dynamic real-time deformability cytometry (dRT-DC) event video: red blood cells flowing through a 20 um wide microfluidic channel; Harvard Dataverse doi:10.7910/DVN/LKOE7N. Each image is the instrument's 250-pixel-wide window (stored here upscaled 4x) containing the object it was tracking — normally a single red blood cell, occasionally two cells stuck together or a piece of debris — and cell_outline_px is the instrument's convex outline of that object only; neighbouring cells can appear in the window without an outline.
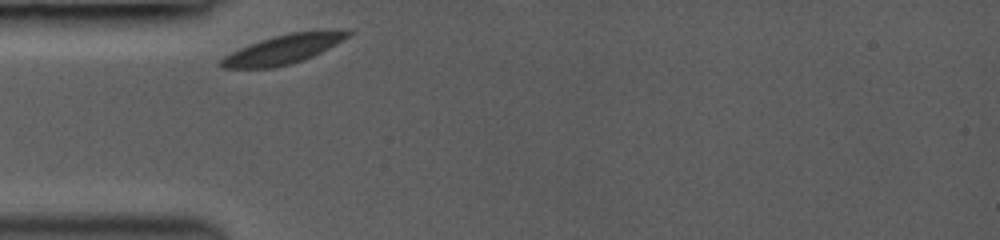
{"species": "common noctule bat (a hibernating species)", "species_latin": "Nyctalus noctula", "temperature_condition": "room temperature", "stored_images_in_passage": 7, "camera_frame_rate_fps": 3000, "um_per_image_px": 0.085, "animal": {"sex": "female", "body_mass_g": 19.0, "forearm_length_mm": 53.3}, "frame": {"image": 1, "passage_image": 1, "time_ms": 0.0, "image_size_px": [1000, 240], "cell_outline_px": [[352, 32], [348, 36], [328, 48], [304, 60], [272, 68], [220, 68], [216, 64], [224, 56], [240, 48], [260, 40], [272, 36], [292, 32], [344, 28], [348, 28]], "centroid_in_image_um": [24.07, 4.17], "position_along_channel_um": 60.9, "area_um2": 21.68}}
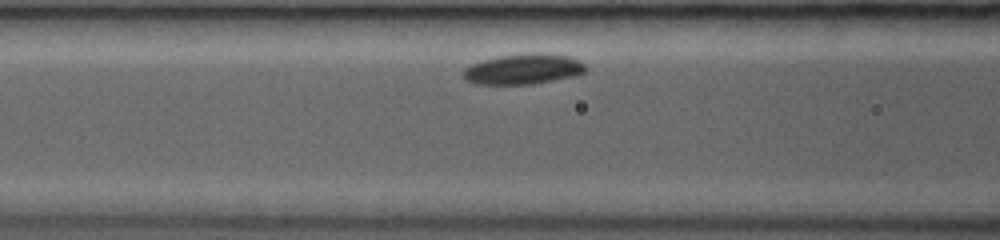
{"frame": {"image": 2, "passage_image": 6, "time_ms": 1.667, "image_size_px": [1000, 240], "cell_outline_px": [[584, 72], [576, 76], [532, 84], [476, 84], [464, 80], [464, 68], [472, 64], [484, 60], [500, 56], [568, 56], [584, 64]], "centroid_in_image_um": [44.41, 5.94], "position_along_channel_um": 122.2, "area_um2": 20.46}}